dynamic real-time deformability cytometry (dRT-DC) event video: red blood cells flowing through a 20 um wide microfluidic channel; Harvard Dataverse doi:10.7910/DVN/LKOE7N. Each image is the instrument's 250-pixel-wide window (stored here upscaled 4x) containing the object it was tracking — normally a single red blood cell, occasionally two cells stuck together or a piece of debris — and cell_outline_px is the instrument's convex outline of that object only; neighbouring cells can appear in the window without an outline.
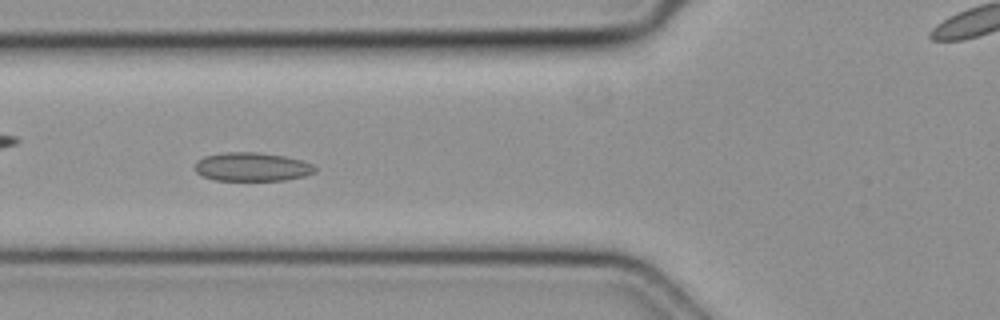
{"species": "common noctule bat (a hibernating species)", "species_latin": "Nyctalus noctula", "temperature_condition": "cold", "stored_images_in_passage": 44, "camera_frame_rate_fps": 3000, "um_per_image_px": 0.085, "animal": {"sex": "female", "body_mass_g": 19.3, "forearm_length_mm": 54.1}, "frame": {"image": 1, "passage_image": 13, "time_ms": 4.0, "image_size_px": [1000, 320], "cell_outline_px": [[316, 172], [304, 176], [284, 180], [212, 180], [200, 176], [192, 168], [196, 160], [204, 156], [228, 152], [256, 152], [284, 156], [300, 160], [312, 164], [316, 168]], "centroid_in_image_um": [21.35, 14.19], "position_along_channel_um": 104.4, "area_um2": 20.23}}
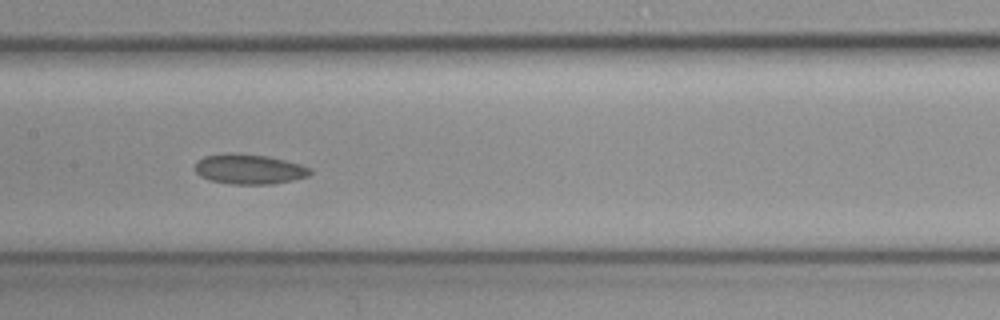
{"frame": {"image": 2, "passage_image": 19, "time_ms": 6.0, "image_size_px": [1000, 320], "cell_outline_px": [[312, 172], [308, 176], [292, 180], [272, 184], [228, 184], [212, 180], [200, 176], [196, 172], [196, 160], [204, 156], [236, 152], [268, 156], [300, 164], [312, 168]], "centroid_in_image_um": [21.18, 14.37], "position_along_channel_um": 186.2, "area_um2": 20.17}}